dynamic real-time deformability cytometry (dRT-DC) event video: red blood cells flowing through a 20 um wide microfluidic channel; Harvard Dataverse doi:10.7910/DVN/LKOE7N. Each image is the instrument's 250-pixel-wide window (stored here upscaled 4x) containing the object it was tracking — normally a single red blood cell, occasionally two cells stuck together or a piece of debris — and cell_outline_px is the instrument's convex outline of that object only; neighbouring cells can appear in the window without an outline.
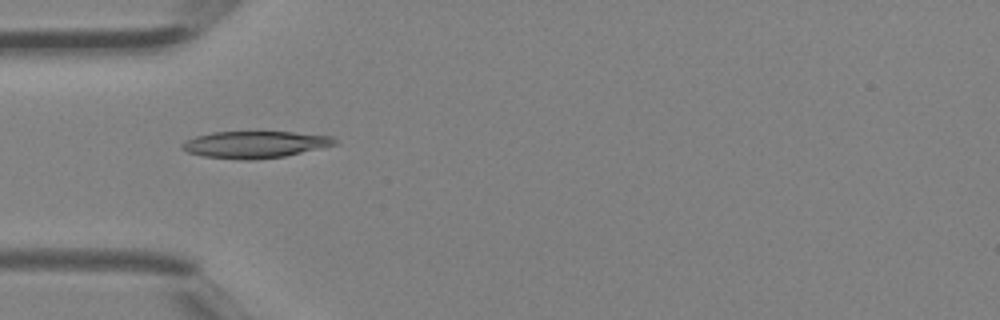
{"species": "Egyptian fruit bat (a non-hibernating species)", "species_latin": "Rousettus aegyptiacus", "temperature_condition": "room temperature", "stored_images_in_passage": 41, "camera_frame_rate_fps": 3000, "um_per_image_px": 0.085, "animal": {"sex": "female"}, "frame": {"image": 1, "passage_image": 13, "time_ms": 4.0, "image_size_px": [1000, 320], "cell_outline_px": [[340, 144], [284, 156], [252, 160], [240, 160], [204, 156], [188, 152], [180, 148], [180, 144], [196, 136], [212, 132], [292, 132], [332, 136]], "centroid_in_image_um": [21.69, 12.28], "position_along_channel_um": 63.3, "area_um2": 23.87}}
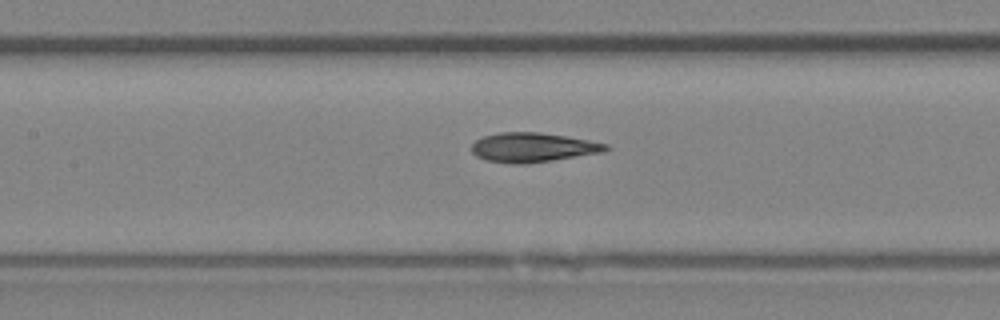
{"frame": {"image": 2, "passage_image": 19, "time_ms": 6.0, "image_size_px": [1000, 320], "cell_outline_px": [[608, 148], [604, 152], [528, 164], [508, 164], [484, 160], [476, 156], [472, 152], [472, 144], [476, 140], [484, 136], [500, 132], [540, 132], [588, 140], [608, 144]], "centroid_in_image_um": [45.26, 12.54], "position_along_channel_um": 162.1, "area_um2": 23.06}}
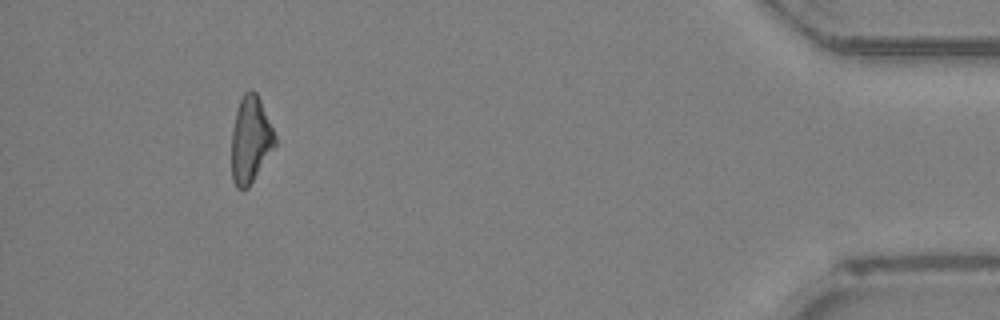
{"frame": {"image": 3, "passage_image": 38, "time_ms": 12.333, "image_size_px": [1000, 320], "cell_outline_px": [[276, 144], [248, 188], [236, 188], [232, 180], [232, 128], [236, 112], [240, 100], [244, 92], [248, 88], [252, 88], [256, 92], [260, 100], [276, 136]], "centroid_in_image_um": [21.28, 11.85], "position_along_channel_um": 413.9, "area_um2": 21.73}}